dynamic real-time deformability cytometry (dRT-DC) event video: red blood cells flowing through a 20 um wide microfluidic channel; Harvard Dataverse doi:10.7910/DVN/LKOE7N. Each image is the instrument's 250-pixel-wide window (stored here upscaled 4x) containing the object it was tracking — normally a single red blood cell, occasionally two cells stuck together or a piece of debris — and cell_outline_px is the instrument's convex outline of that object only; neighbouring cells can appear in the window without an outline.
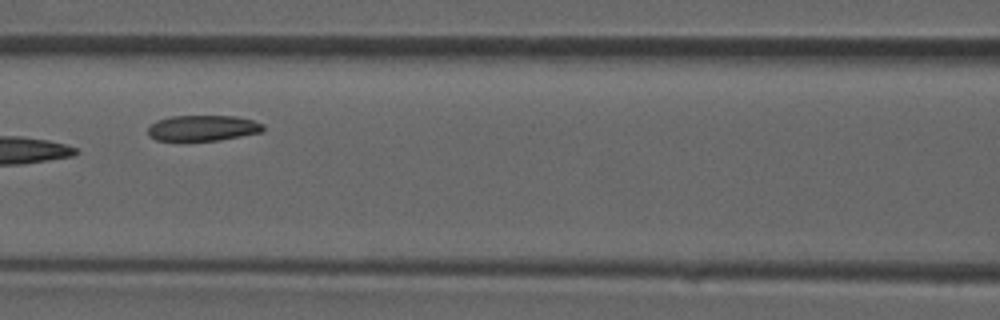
{"species": "common noctule bat (a hibernating species)", "species_latin": "Nyctalus noctula", "temperature_condition": "room temperature", "stored_images_in_passage": 5, "camera_frame_rate_fps": 3000, "um_per_image_px": 0.085, "animal": {"sex": "male", "forearm_length_mm": 52.5}, "frame": {"image": 1, "passage_image": 5, "time_ms": 5.667, "image_size_px": [1000, 320], "cell_outline_px": [[264, 132], [216, 140], [156, 140], [148, 136], [148, 128], [156, 120], [172, 116], [236, 116], [252, 120], [264, 124]], "centroid_in_image_um": [17.25, 10.87], "position_along_channel_um": 149.4, "area_um2": 17.17}}